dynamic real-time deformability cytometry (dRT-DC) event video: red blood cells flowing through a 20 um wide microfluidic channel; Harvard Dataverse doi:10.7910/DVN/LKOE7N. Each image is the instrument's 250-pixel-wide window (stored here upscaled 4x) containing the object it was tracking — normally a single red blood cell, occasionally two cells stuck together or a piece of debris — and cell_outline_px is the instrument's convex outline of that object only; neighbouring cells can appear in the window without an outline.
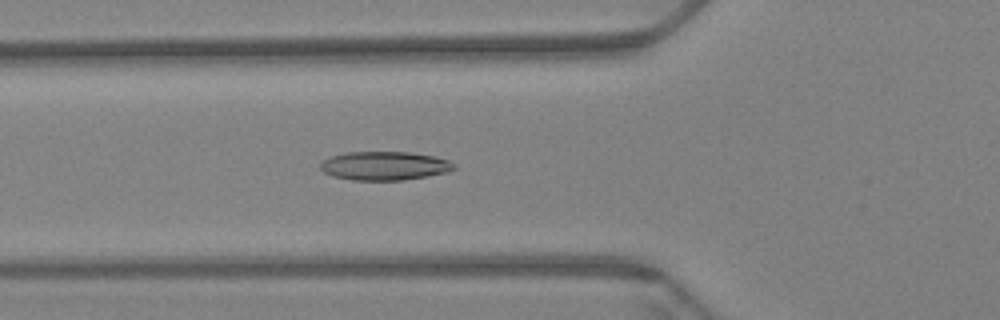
{"species": "Egyptian fruit bat (a non-hibernating species)", "species_latin": "Rousettus aegyptiacus", "temperature_condition": "warm", "stored_images_in_passage": 60, "camera_frame_rate_fps": 3000, "um_per_image_px": 0.085, "animal": {"sex": "female"}, "frame": {"image": 1, "passage_image": 22, "time_ms": 7.0, "image_size_px": [1000, 320], "cell_outline_px": [[456, 168], [448, 172], [428, 176], [404, 180], [352, 180], [332, 176], [324, 172], [320, 168], [320, 164], [324, 160], [332, 156], [348, 152], [408, 152], [432, 156], [448, 160], [456, 164]], "centroid_in_image_um": [32.7, 14.1], "position_along_channel_um": 93.1, "area_um2": 22.31}}
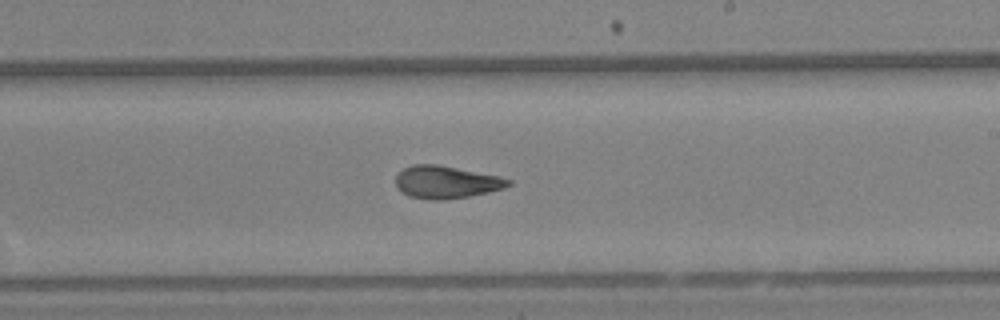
{"frame": {"image": 2, "passage_image": 36, "time_ms": 11.667, "image_size_px": [1000, 320], "cell_outline_px": [[512, 184], [504, 188], [488, 192], [468, 196], [440, 200], [432, 200], [408, 196], [396, 188], [396, 176], [404, 168], [412, 164], [436, 164], [500, 176], [512, 180]], "centroid_in_image_um": [37.92, 15.48], "position_along_channel_um": 251.1, "area_um2": 21.33}}
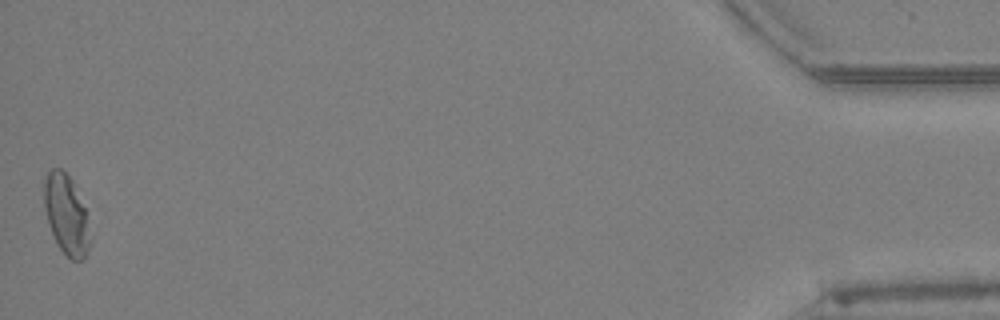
{"frame": {"image": 3, "passage_image": 60, "time_ms": 19.667, "image_size_px": [1000, 320], "cell_outline_px": [[92, 236], [88, 252], [84, 260], [72, 260], [60, 248], [48, 224], [44, 208], [44, 180], [48, 172], [52, 168], [60, 168], [72, 180], [84, 208]], "centroid_in_image_um": [5.65, 18.27], "position_along_channel_um": 429.6, "area_um2": 21.27}, "authors_computed_cell_mechanics": {"area_um2": 21.6172, "velocity_mm_per_s": 3.3985, "shape_relaxation_time_tau1_ms": 9.611, "shape_relaxation_time_tau2_ms": 3.5435, "deformation_change_tau1": 0.2024, "deformation_change_tau2": 0.1017}}